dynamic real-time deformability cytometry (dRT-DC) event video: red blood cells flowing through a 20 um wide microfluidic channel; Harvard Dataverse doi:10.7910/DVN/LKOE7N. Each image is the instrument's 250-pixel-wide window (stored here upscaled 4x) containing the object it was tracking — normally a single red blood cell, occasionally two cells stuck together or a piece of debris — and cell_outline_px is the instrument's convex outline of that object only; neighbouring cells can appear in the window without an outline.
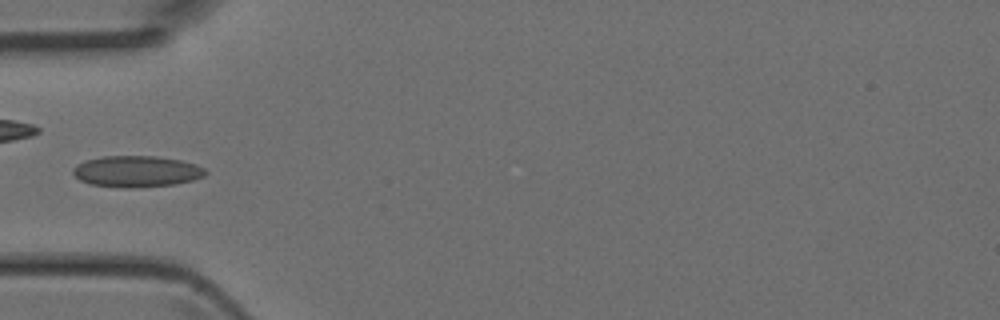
{"species": "Egyptian fruit bat (a non-hibernating species)", "species_latin": "Rousettus aegyptiacus", "temperature_condition": "room temperature", "stored_images_in_passage": 5, "camera_frame_rate_fps": 3000, "um_per_image_px": 0.085, "animal": {"sex": "female"}, "frame": {"image": 1, "passage_image": 4, "time_ms": 1.0, "image_size_px": [1000, 320], "cell_outline_px": [[208, 172], [204, 176], [192, 180], [172, 184], [136, 188], [124, 188], [92, 184], [80, 180], [72, 172], [72, 168], [76, 164], [84, 160], [104, 156], [156, 156], [180, 160], [196, 164], [204, 168]], "centroid_in_image_um": [11.59, 14.56], "position_along_channel_um": 73.4, "area_um2": 24.16}}
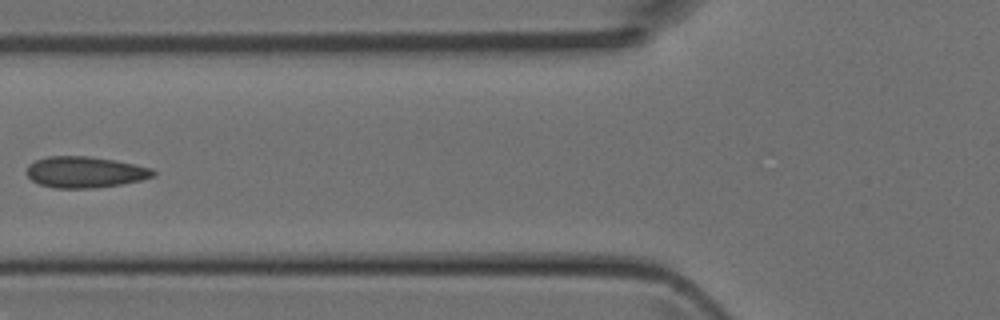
{"frame": {"image": 2, "passage_image": 5, "time_ms": 1.333, "image_size_px": [1000, 320], "cell_outline_px": [[156, 172], [152, 176], [140, 180], [120, 184], [92, 188], [52, 188], [40, 184], [32, 180], [24, 172], [28, 164], [36, 160], [48, 156], [88, 156], [112, 160], [152, 168]], "centroid_in_image_um": [7.15, 14.63], "position_along_channel_um": 118.6, "area_um2": 22.83}}